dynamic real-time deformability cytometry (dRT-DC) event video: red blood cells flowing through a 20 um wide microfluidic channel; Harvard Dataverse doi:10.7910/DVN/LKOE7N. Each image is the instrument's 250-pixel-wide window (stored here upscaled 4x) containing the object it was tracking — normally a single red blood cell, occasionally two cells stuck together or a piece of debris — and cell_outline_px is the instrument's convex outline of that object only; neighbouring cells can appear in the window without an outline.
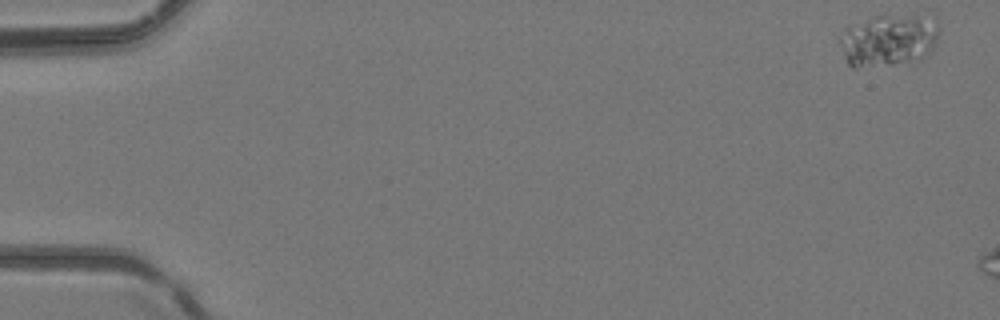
{"species": "common noctule bat (a hibernating species)", "species_latin": "Nyctalus noctula", "temperature_condition": "room temperature", "stored_images_in_passage": 45, "camera_frame_rate_fps": 3000, "um_per_image_px": 0.085, "animal": {"sex": "female", "body_mass_g": 24.6, "forearm_length_mm": 56.2}, "frame": {"image": 1, "passage_image": 1, "time_ms": 0.0, "image_size_px": [1000, 320], "cell_outline_px": [[940, 32], [932, 48], [920, 60], [892, 64], [856, 68], [852, 68], [848, 64], [844, 56], [836, 36], [844, 28], [872, 16], [916, 12], [940, 28]], "centroid_in_image_um": [75.45, 3.39], "position_along_channel_um": 9.5, "area_um2": 30.75}}
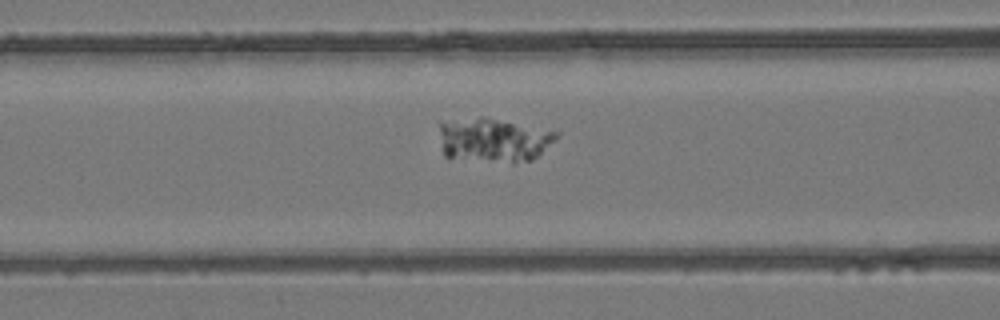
{"frame": {"image": 2, "passage_image": 21, "time_ms": 6.667, "image_size_px": [1000, 320], "cell_outline_px": [[560, 136], [556, 140], [532, 160], [512, 164], [444, 156], [440, 132], [440, 120], [480, 116], [484, 116], [560, 132]], "centroid_in_image_um": [41.97, 11.88], "position_along_channel_um": 124.6, "area_um2": 30.63}}
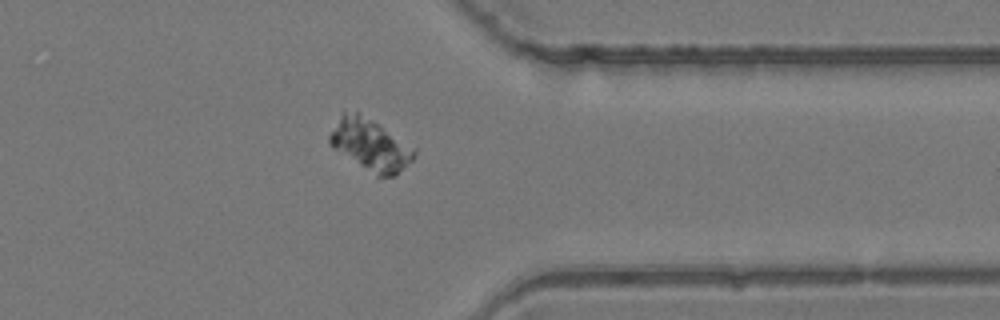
{"frame": {"image": 3, "passage_image": 40, "time_ms": 13.0, "image_size_px": [1000, 320], "cell_outline_px": [[416, 152], [412, 160], [392, 176], [376, 176], [332, 148], [328, 144], [328, 136], [340, 116], [344, 112], [360, 112], [416, 148]], "centroid_in_image_um": [31.46, 12.3], "position_along_channel_um": 379.9, "area_um2": 25.09}}